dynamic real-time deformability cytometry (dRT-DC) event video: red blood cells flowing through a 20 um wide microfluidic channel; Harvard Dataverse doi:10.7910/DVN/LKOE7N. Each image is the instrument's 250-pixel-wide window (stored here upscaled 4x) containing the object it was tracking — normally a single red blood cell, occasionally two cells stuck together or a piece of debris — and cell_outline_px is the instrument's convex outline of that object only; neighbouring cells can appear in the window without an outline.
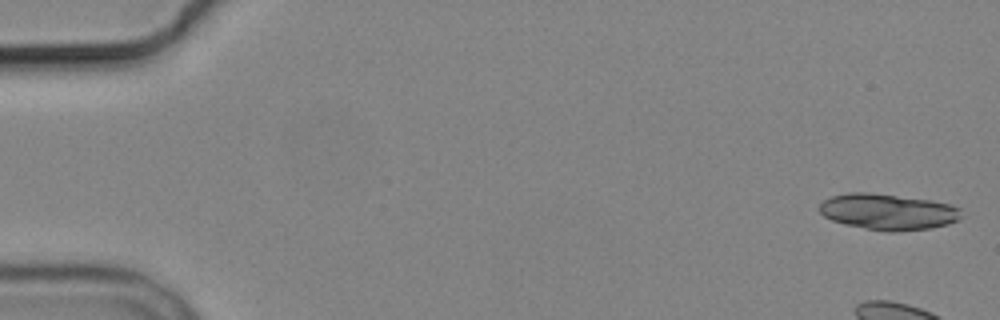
{"species": "common noctule bat (a hibernating species)", "species_latin": "Nyctalus noctula", "temperature_condition": "cold", "stored_images_in_passage": 5, "camera_frame_rate_fps": 3000, "um_per_image_px": 0.085, "animal": {"sex": "male", "body_mass_g": 19.2, "forearm_length_mm": 51.8}, "frame": {"image": 1, "passage_image": 1, "time_ms": 0.0, "image_size_px": [1000, 320], "cell_outline_px": [[964, 216], [960, 220], [948, 224], [928, 228], [896, 232], [888, 232], [864, 228], [844, 224], [832, 220], [824, 216], [816, 208], [824, 200], [832, 196], [848, 192], [868, 192], [932, 200], [948, 204], [960, 208]], "centroid_in_image_um": [75.48, 18.0], "position_along_channel_um": 9.5, "area_um2": 30.06}}